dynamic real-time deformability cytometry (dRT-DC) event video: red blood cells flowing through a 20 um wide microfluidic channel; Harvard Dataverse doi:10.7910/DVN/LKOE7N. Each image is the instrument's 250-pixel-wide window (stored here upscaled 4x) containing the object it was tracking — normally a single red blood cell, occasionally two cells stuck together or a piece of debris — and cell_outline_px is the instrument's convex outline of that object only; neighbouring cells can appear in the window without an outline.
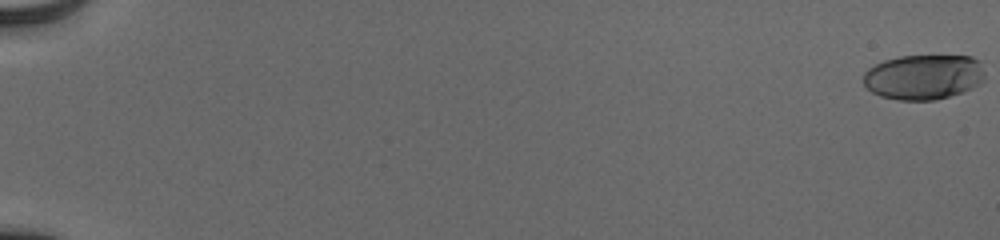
{"species": "human", "species_latin": "Homo sapiens", "temperature_condition": "cold", "stored_images_in_passage": 56, "camera_frame_rate_fps": 3000, "um_per_image_px": 0.085, "donor": {"sex": "male"}, "frame": {"image": 1, "passage_image": 1, "time_ms": 0.0, "image_size_px": [1000, 240], "cell_outline_px": [[984, 80], [980, 84], [960, 92], [936, 100], [896, 100], [880, 96], [872, 92], [864, 84], [864, 72], [868, 68], [884, 60], [900, 56], [972, 56], [980, 60], [984, 72]], "centroid_in_image_um": [78.51, 6.54], "position_along_channel_um": 6.5, "area_um2": 31.96}}
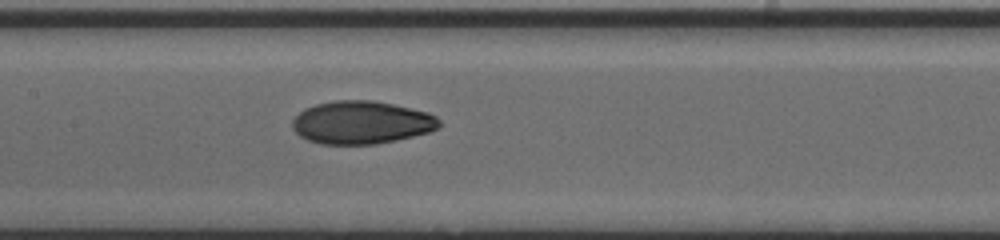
{"frame": {"image": 2, "passage_image": 31, "time_ms": 10.0, "image_size_px": [1000, 240], "cell_outline_px": [[440, 128], [428, 132], [396, 140], [376, 144], [320, 144], [308, 140], [300, 136], [292, 128], [292, 120], [304, 108], [316, 104], [336, 100], [372, 100], [392, 104], [428, 112], [436, 116], [440, 120]], "centroid_in_image_um": [30.72, 10.41], "position_along_channel_um": 176.7, "area_um2": 36.76}}
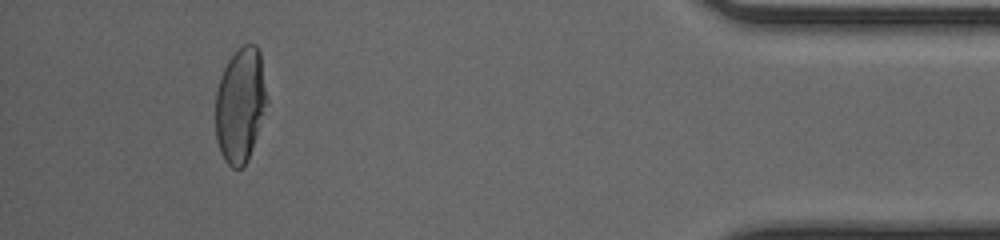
{"frame": {"image": 3, "passage_image": 53, "time_ms": 17.333, "image_size_px": [1000, 240], "cell_outline_px": [[268, 100], [248, 160], [240, 168], [232, 168], [224, 160], [220, 152], [216, 140], [216, 92], [220, 76], [228, 60], [244, 44], [256, 44], [260, 52]], "centroid_in_image_um": [20.42, 8.92], "position_along_channel_um": 414.8, "area_um2": 34.22}, "authors_computed_cell_mechanics": {"area_um2": 35.0268, "velocity_mm_per_s": 3.921, "shape_relaxation_time_tau1_ms": 5.2696, "shape_relaxation_time_tau2_ms": 0.9356, "deformation_change_tau1": 0.2226, "deformation_change_tau2": 0.0438}}